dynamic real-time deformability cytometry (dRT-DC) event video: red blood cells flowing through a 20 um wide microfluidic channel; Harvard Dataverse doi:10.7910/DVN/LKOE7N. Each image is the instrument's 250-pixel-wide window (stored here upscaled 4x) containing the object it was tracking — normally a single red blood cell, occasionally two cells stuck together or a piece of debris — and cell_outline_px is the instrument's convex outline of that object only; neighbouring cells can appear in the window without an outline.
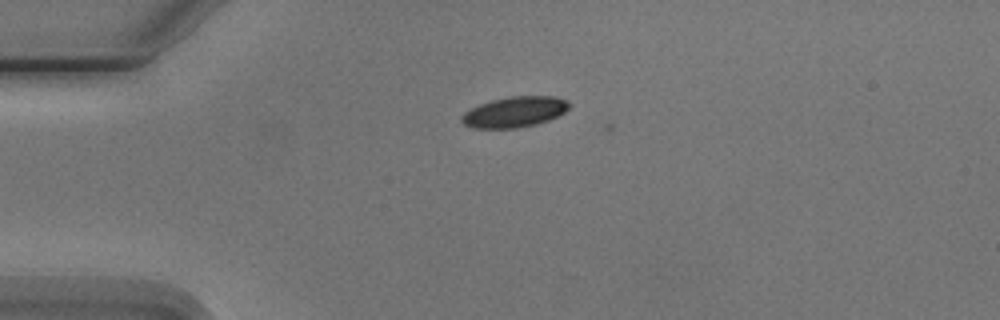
{"species": "Egyptian fruit bat (a non-hibernating species)", "species_latin": "Rousettus aegyptiacus", "temperature_condition": "cold", "stored_images_in_passage": 3, "camera_frame_rate_fps": 3000, "um_per_image_px": 0.085, "animal": {"sex": "male"}, "frame": {"image": 1, "passage_image": 2, "time_ms": 1.333, "image_size_px": [1000, 320], "cell_outline_px": [[572, 104], [564, 112], [548, 120], [536, 124], [516, 128], [472, 128], [464, 124], [460, 120], [460, 116], [464, 112], [480, 104], [492, 100], [512, 96], [556, 96], [568, 100]], "centroid_in_image_um": [43.74, 9.51], "position_along_channel_um": 41.3, "area_um2": 19.19}}